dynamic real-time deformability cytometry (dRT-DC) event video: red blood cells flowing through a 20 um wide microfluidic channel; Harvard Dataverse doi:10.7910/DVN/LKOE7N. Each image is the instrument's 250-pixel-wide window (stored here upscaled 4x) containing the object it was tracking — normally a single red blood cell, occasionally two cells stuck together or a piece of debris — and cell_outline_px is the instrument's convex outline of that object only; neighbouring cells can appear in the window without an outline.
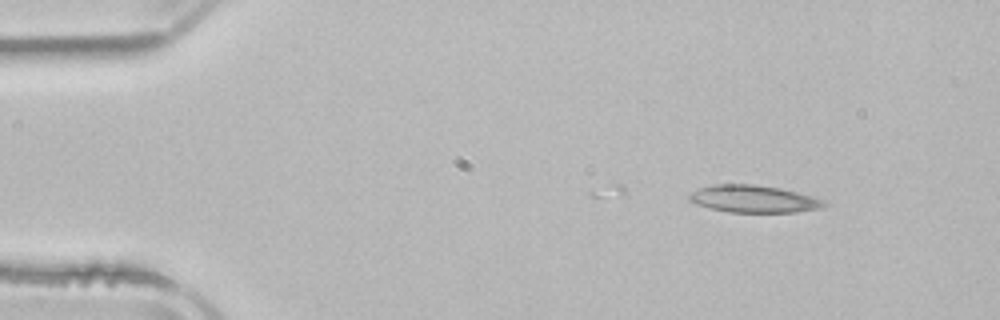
{"species": "common noctule bat (a hibernating species)", "species_latin": "Nyctalus noctula", "temperature_condition": "room temperature", "stored_images_in_passage": 4, "camera_frame_rate_fps": 3000, "um_per_image_px": 0.085, "animal": {"sex": "male", "body_mass_g": 21.5, "forearm_length_mm": 52.0}, "frame": {"image": 1, "passage_image": 2, "time_ms": 2.667, "image_size_px": [1000, 320], "cell_outline_px": [[828, 204], [824, 208], [796, 212], [728, 212], [708, 208], [696, 204], [688, 200], [688, 196], [692, 192], [700, 188], [716, 184], [752, 184], [780, 188], [812, 196], [824, 200]], "centroid_in_image_um": [64.07, 16.92], "position_along_channel_um": 20.9, "area_um2": 21.5}}
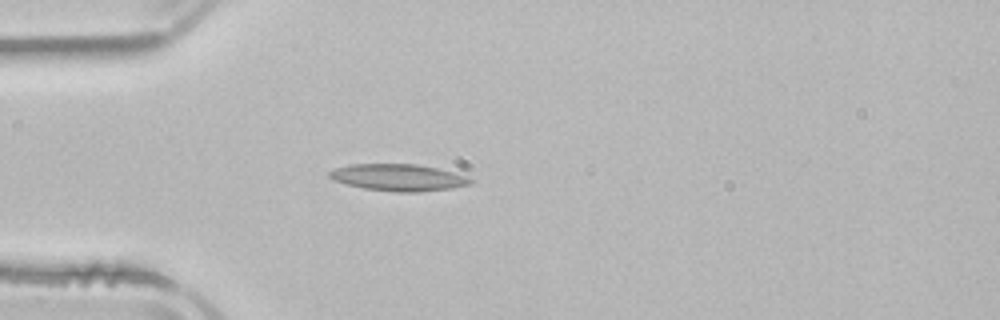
{"frame": {"image": 2, "passage_image": 4, "time_ms": 5.333, "image_size_px": [1000, 320], "cell_outline_px": [[472, 184], [452, 188], [420, 192], [396, 192], [364, 188], [344, 184], [332, 180], [328, 176], [328, 172], [336, 168], [348, 164], [416, 164], [436, 168], [452, 172], [464, 176], [472, 180]], "centroid_in_image_um": [33.81, 15.09], "position_along_channel_um": 51.2, "area_um2": 22.02}}